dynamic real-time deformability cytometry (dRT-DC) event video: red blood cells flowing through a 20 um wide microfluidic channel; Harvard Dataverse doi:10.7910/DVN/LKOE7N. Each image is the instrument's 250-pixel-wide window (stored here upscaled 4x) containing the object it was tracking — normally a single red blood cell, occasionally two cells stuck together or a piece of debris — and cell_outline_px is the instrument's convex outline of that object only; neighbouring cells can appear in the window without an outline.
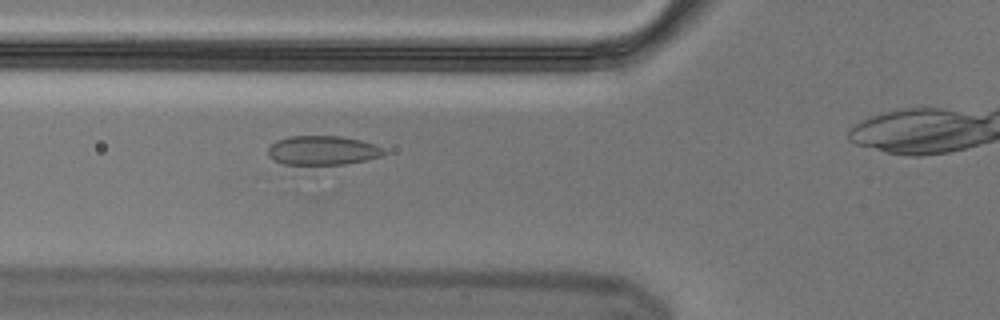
{"species": "Egyptian fruit bat (a non-hibernating species)", "species_latin": "Rousettus aegyptiacus", "temperature_condition": "cold", "stored_images_in_passage": 5, "camera_frame_rate_fps": 3000, "um_per_image_px": 0.085, "animal": {"sex": "male"}, "frame": {"image": 1, "passage_image": 4, "time_ms": 1.0, "image_size_px": [1000, 320], "cell_outline_px": [[388, 152], [384, 156], [344, 164], [284, 164], [272, 160], [268, 156], [268, 148], [276, 140], [288, 136], [340, 136], [360, 140], [376, 144], [384, 148]], "centroid_in_image_um": [27.44, 12.78], "position_along_channel_um": 98.4, "area_um2": 19.88}}